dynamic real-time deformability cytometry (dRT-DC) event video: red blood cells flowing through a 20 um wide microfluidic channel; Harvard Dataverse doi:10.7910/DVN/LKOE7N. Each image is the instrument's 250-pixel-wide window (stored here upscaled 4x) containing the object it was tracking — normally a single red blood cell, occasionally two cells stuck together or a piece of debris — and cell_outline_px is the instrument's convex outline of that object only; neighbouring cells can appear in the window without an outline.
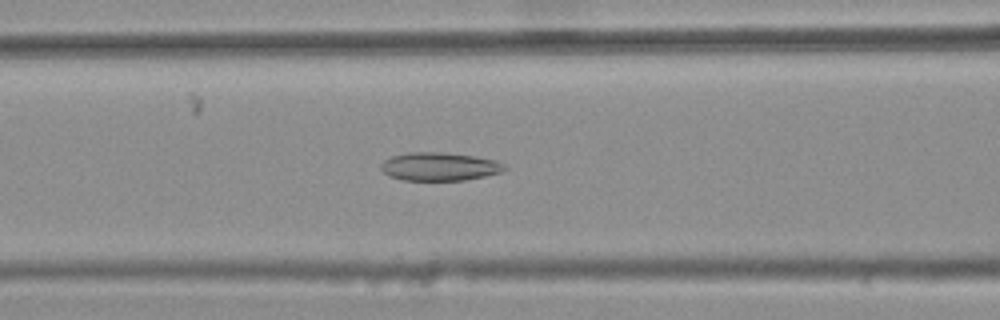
{"species": "common noctule bat (a hibernating species)", "species_latin": "Nyctalus noctula", "temperature_condition": "warm", "stored_images_in_passage": 32, "camera_frame_rate_fps": 3000, "um_per_image_px": 0.085, "animal": {"sex": "female", "body_mass_g": 25.1}, "frame": {"image": 1, "passage_image": 12, "time_ms": 3.667, "image_size_px": [1000, 320], "cell_outline_px": [[508, 168], [500, 172], [484, 176], [464, 180], [404, 180], [392, 176], [384, 172], [380, 168], [380, 164], [384, 160], [392, 156], [408, 152], [440, 152], [476, 156], [496, 160], [504, 164]], "centroid_in_image_um": [37.36, 14.15], "position_along_channel_um": 129.2, "area_um2": 20.29}}
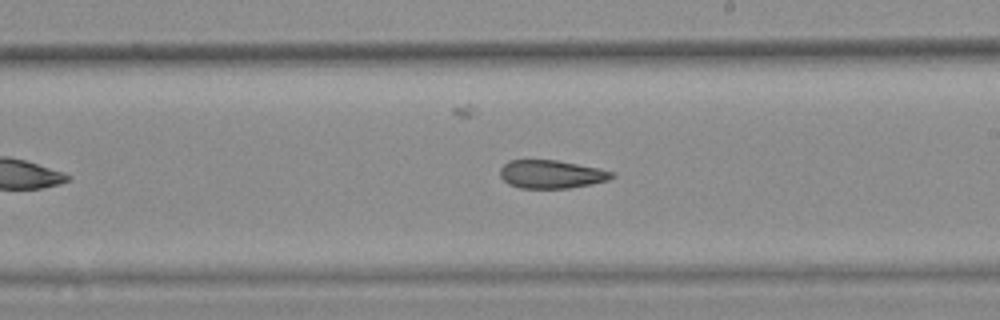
{"frame": {"image": 2, "passage_image": 21, "time_ms": 6.667, "image_size_px": [1000, 320], "cell_outline_px": [[616, 176], [608, 180], [592, 184], [568, 188], [520, 188], [508, 184], [500, 176], [500, 168], [508, 160], [556, 160], [600, 168], [612, 172]], "centroid_in_image_um": [46.86, 14.81], "position_along_channel_um": 242.1, "area_um2": 18.44}}
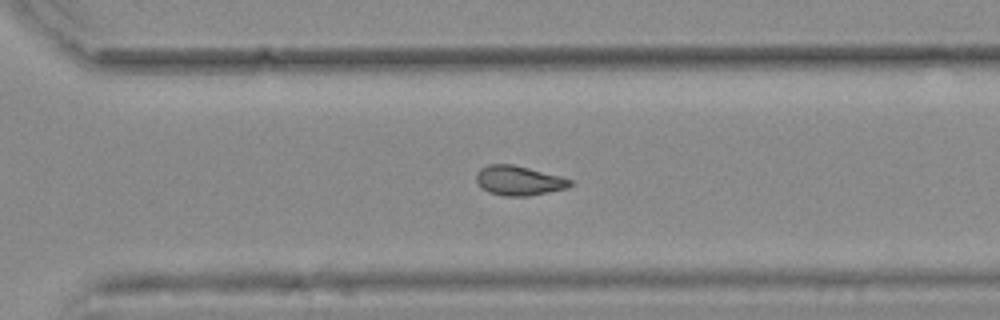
{"frame": {"image": 3, "passage_image": 26, "time_ms": 8.333, "image_size_px": [1000, 320], "cell_outline_px": [[572, 184], [564, 188], [548, 192], [528, 196], [504, 196], [488, 192], [476, 180], [476, 172], [480, 168], [488, 164], [512, 164], [560, 176], [572, 180]], "centroid_in_image_um": [44.07, 15.34], "position_along_channel_um": 326.5, "area_um2": 15.95}, "authors_computed_cell_mechanics": {"area_um2": 19.363, "velocity_mm_per_s": 3.7936, "shape_relaxation_time_tau1_ms": null, "shape_relaxation_time_tau2_ms": 3.787, "deformation_change_tau1": null, "deformation_change_tau2": 0.1107}}